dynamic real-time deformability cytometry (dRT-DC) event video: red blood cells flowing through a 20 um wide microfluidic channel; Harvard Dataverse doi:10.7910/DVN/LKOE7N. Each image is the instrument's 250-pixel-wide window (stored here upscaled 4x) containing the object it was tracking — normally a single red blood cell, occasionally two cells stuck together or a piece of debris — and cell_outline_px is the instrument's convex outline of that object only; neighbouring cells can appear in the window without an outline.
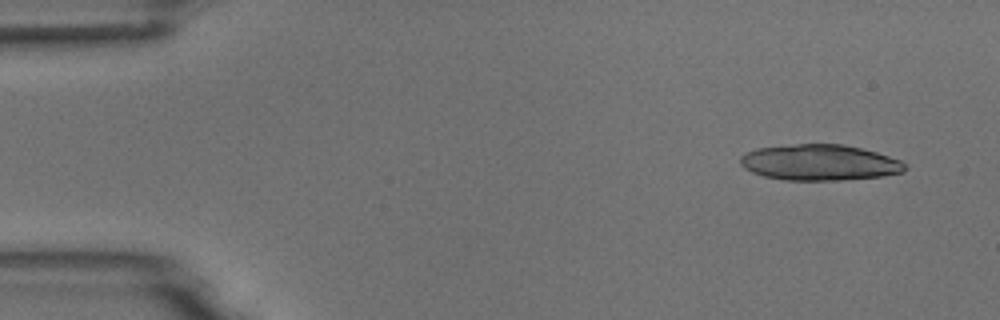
{"species": "common noctule bat (a hibernating species)", "species_latin": "Nyctalus noctula", "temperature_condition": "room temperature", "stored_images_in_passage": 10, "camera_frame_rate_fps": 3000, "um_per_image_px": 0.085, "animal": {"sex": "male", "body_mass_g": 18.8}, "frame": {"image": 1, "passage_image": 1, "time_ms": 0.0, "image_size_px": [1000, 320], "cell_outline_px": [[908, 168], [904, 172], [884, 176], [840, 180], [784, 180], [764, 176], [752, 172], [744, 168], [740, 164], [740, 156], [744, 152], [756, 148], [796, 144], [844, 144], [876, 152], [900, 160]], "centroid_in_image_um": [69.65, 13.81], "position_along_channel_um": 15.4, "area_um2": 34.56}}
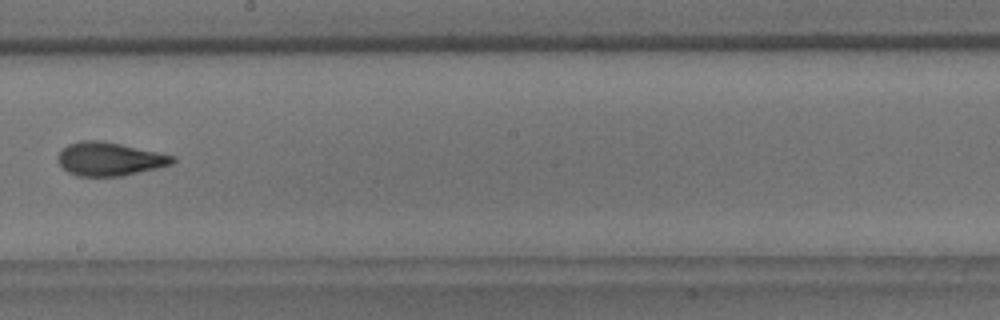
{"frame": {"image": 2, "passage_image": 9, "time_ms": 9.0, "image_size_px": [1000, 320], "cell_outline_px": [[176, 160], [172, 164], [124, 176], [76, 176], [68, 172], [56, 160], [56, 156], [68, 144], [80, 140], [100, 140], [120, 144], [176, 156]], "centroid_in_image_um": [9.29, 13.52], "position_along_channel_um": 238.9, "area_um2": 22.37}}
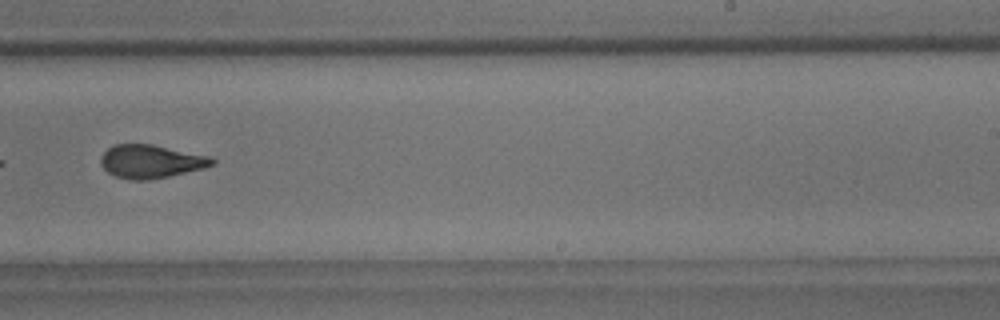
{"frame": {"image": 3, "passage_image": 10, "time_ms": 10.0, "image_size_px": [1000, 320], "cell_outline_px": [[216, 164], [204, 168], [168, 176], [148, 180], [132, 180], [116, 176], [108, 172], [100, 164], [100, 156], [108, 148], [116, 144], [152, 144], [212, 156], [216, 160]], "centroid_in_image_um": [12.86, 13.71], "position_along_channel_um": 276.1, "area_um2": 21.73}}